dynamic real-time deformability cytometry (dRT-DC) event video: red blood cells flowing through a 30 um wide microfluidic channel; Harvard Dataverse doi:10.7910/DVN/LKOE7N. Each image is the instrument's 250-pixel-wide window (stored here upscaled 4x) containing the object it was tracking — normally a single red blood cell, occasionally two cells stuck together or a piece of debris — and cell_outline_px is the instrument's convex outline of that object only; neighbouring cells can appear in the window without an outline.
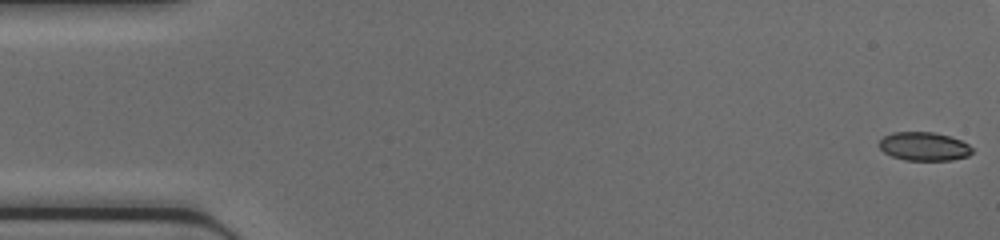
{"species": "common noctule bat (a hibernating species)", "species_latin": "Nyctalus noctula", "temperature_condition": "cold", "stored_images_in_passage": 47, "camera_frame_rate_fps": 3000, "um_per_image_px": 0.085, "animal": {"sex": "female", "body_mass_g": 17.0, "forearm_length_mm": 48.0}, "frame": {"image": 1, "passage_image": 1, "time_ms": 0.0, "image_size_px": [1000, 240], "cell_outline_px": [[972, 152], [968, 156], [952, 160], [904, 160], [892, 156], [884, 152], [880, 148], [880, 140], [884, 136], [892, 132], [932, 132], [948, 136], [960, 140], [968, 144], [972, 148]], "centroid_in_image_um": [78.54, 12.45], "position_along_channel_um": 6.5, "area_um2": 15.37}}
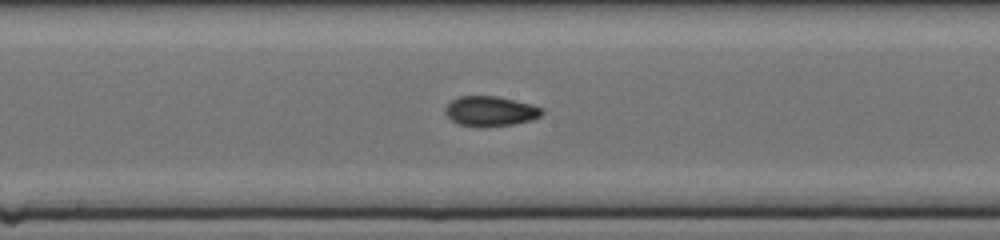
{"frame": {"image": 2, "passage_image": 24, "time_ms": 7.667, "image_size_px": [1000, 240], "cell_outline_px": [[544, 112], [540, 116], [532, 120], [512, 124], [480, 128], [476, 128], [460, 124], [452, 120], [444, 112], [444, 108], [452, 100], [460, 96], [496, 96], [532, 104], [544, 108]], "centroid_in_image_um": [41.69, 9.46], "position_along_channel_um": 206.5, "area_um2": 17.05}}
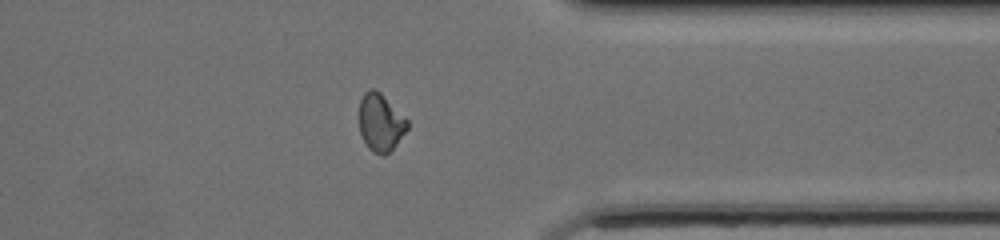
{"frame": {"image": 3, "passage_image": 36, "time_ms": 11.667, "image_size_px": [1000, 240], "cell_outline_px": [[408, 128], [396, 144], [384, 156], [380, 156], [372, 152], [368, 148], [360, 132], [360, 100], [364, 92], [368, 88], [376, 88], [408, 120]], "centroid_in_image_um": [32.34, 10.4], "position_along_channel_um": 379.1, "area_um2": 16.13}}